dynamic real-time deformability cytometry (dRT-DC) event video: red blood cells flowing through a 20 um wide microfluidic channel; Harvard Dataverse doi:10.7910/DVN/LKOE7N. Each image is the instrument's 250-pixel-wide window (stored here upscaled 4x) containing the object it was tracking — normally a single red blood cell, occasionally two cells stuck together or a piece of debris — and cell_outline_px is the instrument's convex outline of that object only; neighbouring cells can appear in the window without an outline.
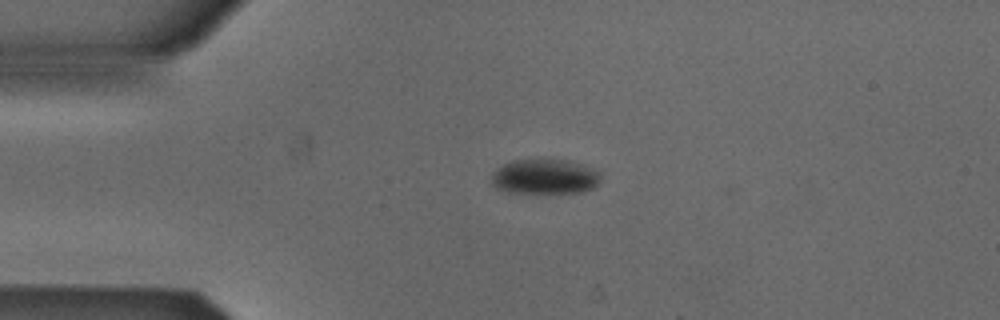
{"species": "Egyptian fruit bat (a non-hibernating species)", "species_latin": "Rousettus aegyptiacus", "temperature_condition": "cold", "stored_images_in_passage": 38, "camera_frame_rate_fps": 3000, "um_per_image_px": 0.085, "animal": {"sex": "male"}, "frame": {"image": 1, "passage_image": 1, "time_ms": 0.0, "image_size_px": [1000, 320], "cell_outline_px": [[600, 180], [592, 188], [584, 192], [508, 192], [496, 188], [492, 184], [492, 172], [496, 168], [512, 160], [568, 160], [592, 168], [600, 172]], "centroid_in_image_um": [46.29, 15.01], "position_along_channel_um": 38.7, "area_um2": 22.02}}
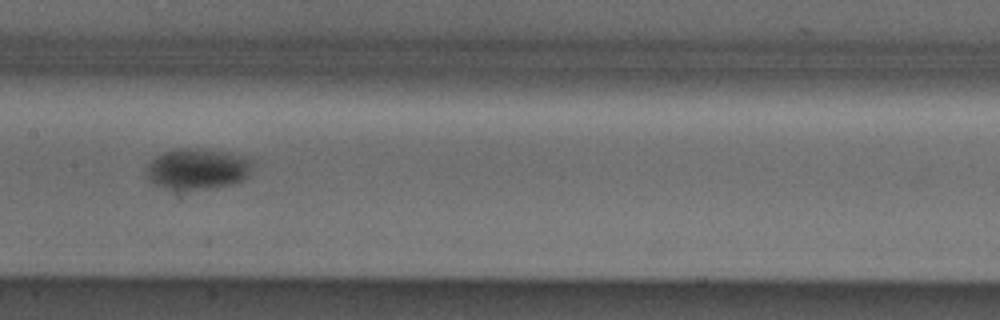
{"frame": {"image": 2, "passage_image": 15, "time_ms": 4.667, "image_size_px": [1000, 320], "cell_outline_px": [[256, 164], [248, 176], [244, 180], [232, 184], [208, 188], [164, 188], [152, 184], [148, 180], [144, 168], [156, 156], [164, 152], [176, 148], [196, 148], [228, 152], [248, 156], [256, 160]], "centroid_in_image_um": [16.84, 14.33], "position_along_channel_um": 190.6, "area_um2": 25.78}}
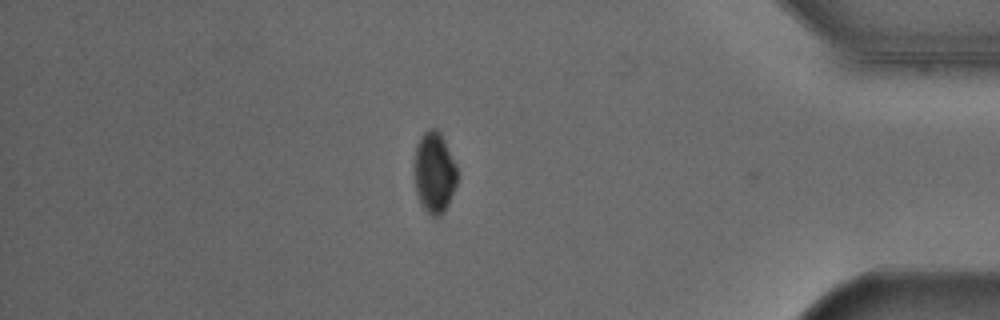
{"frame": {"image": 3, "passage_image": 34, "time_ms": 11.0, "image_size_px": [1000, 320], "cell_outline_px": [[460, 176], [448, 204], [444, 212], [440, 216], [432, 216], [424, 208], [416, 192], [416, 144], [424, 132], [432, 128], [436, 128], [440, 132], [456, 164]], "centroid_in_image_um": [36.97, 14.66], "position_along_channel_um": 398.2, "area_um2": 20.0}}